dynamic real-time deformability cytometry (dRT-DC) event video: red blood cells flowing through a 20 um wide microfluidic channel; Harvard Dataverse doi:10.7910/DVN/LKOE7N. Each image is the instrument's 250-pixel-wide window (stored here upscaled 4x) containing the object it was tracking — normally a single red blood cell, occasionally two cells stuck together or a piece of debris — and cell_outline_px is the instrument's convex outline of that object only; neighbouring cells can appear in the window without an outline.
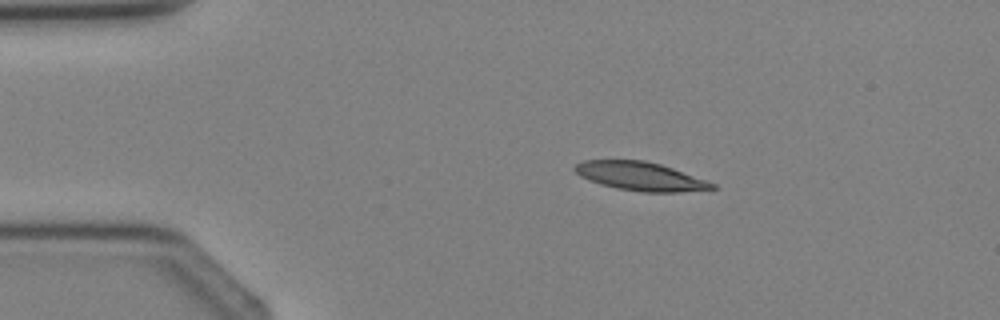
{"species": "Egyptian fruit bat (a non-hibernating species)", "species_latin": "Rousettus aegyptiacus", "temperature_condition": "cold", "stored_images_in_passage": 2, "camera_frame_rate_fps": 3000, "um_per_image_px": 0.085, "animal": {"sex": "female"}, "frame": {"image": 1, "passage_image": 1, "time_ms": 0.0, "image_size_px": [1000, 320], "cell_outline_px": [[716, 188], [680, 192], [644, 192], [616, 188], [600, 184], [588, 180], [580, 176], [572, 168], [576, 164], [584, 160], [644, 160], [660, 164], [672, 168], [716, 184]], "centroid_in_image_um": [54.39, 14.98], "position_along_channel_um": 30.6, "area_um2": 22.72}}